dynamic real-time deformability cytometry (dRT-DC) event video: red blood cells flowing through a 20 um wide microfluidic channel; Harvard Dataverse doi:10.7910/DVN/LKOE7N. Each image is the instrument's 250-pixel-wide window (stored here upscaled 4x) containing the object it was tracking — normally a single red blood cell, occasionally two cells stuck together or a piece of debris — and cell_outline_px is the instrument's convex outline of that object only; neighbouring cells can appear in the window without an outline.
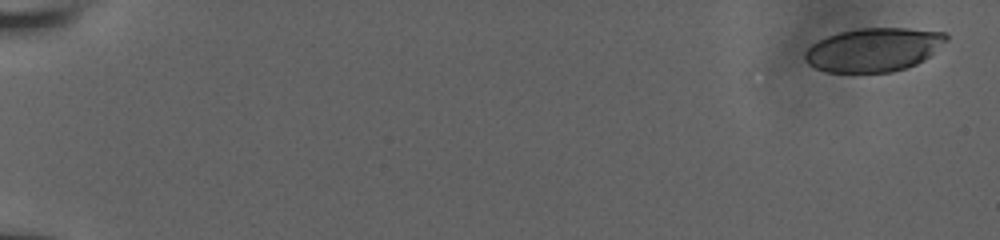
{"species": "human", "species_latin": "Homo sapiens", "temperature_condition": "room temperature", "stored_images_in_passage": 7, "camera_frame_rate_fps": 3000, "um_per_image_px": 0.085, "donor": {"sex": "male"}, "frame": {"image": 1, "passage_image": 1, "time_ms": 0.0, "image_size_px": [1000, 240], "cell_outline_px": [[948, 40], [924, 60], [916, 64], [892, 72], [828, 72], [816, 68], [808, 64], [804, 60], [804, 52], [812, 44], [828, 36], [840, 32], [860, 28], [908, 28], [944, 32], [948, 36]], "centroid_in_image_um": [74.26, 4.22], "position_along_channel_um": 10.7, "area_um2": 35.84}}